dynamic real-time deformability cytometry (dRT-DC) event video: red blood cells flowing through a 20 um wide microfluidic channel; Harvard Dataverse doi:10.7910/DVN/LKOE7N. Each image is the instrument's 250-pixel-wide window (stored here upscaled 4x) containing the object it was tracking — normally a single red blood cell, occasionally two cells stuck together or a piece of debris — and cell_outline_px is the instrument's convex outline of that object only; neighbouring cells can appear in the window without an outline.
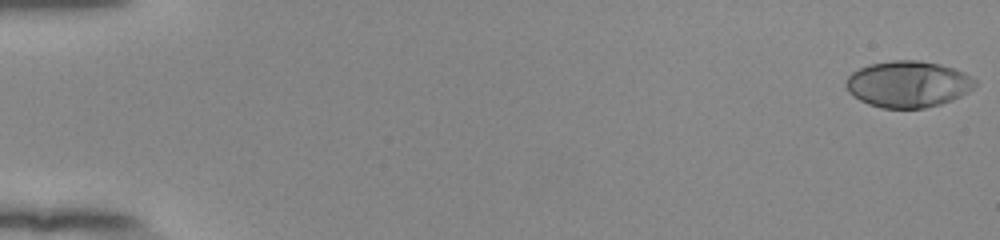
{"species": "human", "species_latin": "Homo sapiens", "temperature_condition": "room temperature", "stored_images_in_passage": 55, "camera_frame_rate_fps": 3000, "um_per_image_px": 0.085, "donor": {"sex": "female"}, "frame": {"image": 1, "passage_image": 1, "time_ms": 0.0, "image_size_px": [1000, 240], "cell_outline_px": [[976, 84], [968, 92], [952, 100], [940, 104], [924, 108], [880, 108], [868, 104], [852, 96], [848, 92], [844, 84], [844, 80], [852, 72], [868, 64], [892, 60], [920, 60], [940, 64], [964, 72], [972, 76], [976, 80]], "centroid_in_image_um": [77.15, 7.15], "position_along_channel_um": 7.9, "area_um2": 35.2}}
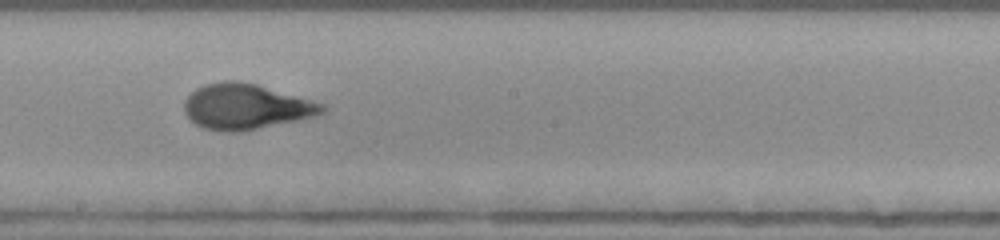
{"frame": {"image": 2, "passage_image": 32, "time_ms": 10.333, "image_size_px": [1000, 240], "cell_outline_px": [[328, 108], [324, 112], [316, 116], [240, 132], [228, 132], [204, 128], [196, 124], [184, 112], [184, 100], [196, 88], [204, 84], [224, 80], [236, 80], [256, 84], [312, 100], [324, 104]], "centroid_in_image_um": [20.9, 9.05], "position_along_channel_um": 227.3, "area_um2": 36.47}}
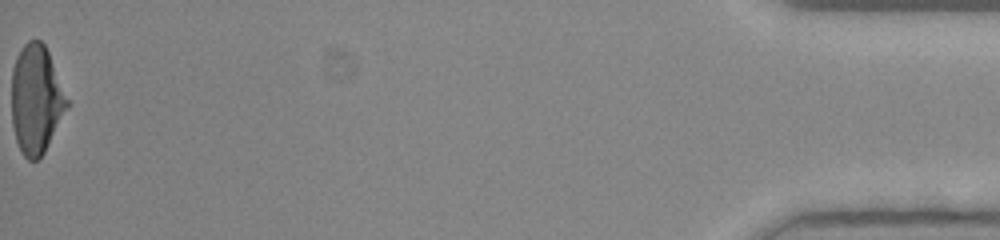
{"frame": {"image": 3, "passage_image": 55, "time_ms": 18.0, "image_size_px": [1000, 240], "cell_outline_px": [[72, 104], [44, 152], [36, 160], [28, 160], [20, 152], [16, 140], [12, 124], [12, 68], [16, 56], [24, 44], [28, 40], [40, 40], [44, 44], [48, 52]], "centroid_in_image_um": [3.11, 8.46], "position_along_channel_um": 432.1, "area_um2": 35.72}, "authors_computed_cell_mechanics": {"area_um2": 35.1424, "velocity_mm_per_s": 3.8731, "shape_relaxation_time_tau1_ms": 5.6989, "shape_relaxation_time_tau2_ms": null, "deformation_change_tau1": 0.2437, "deformation_change_tau2": null}}